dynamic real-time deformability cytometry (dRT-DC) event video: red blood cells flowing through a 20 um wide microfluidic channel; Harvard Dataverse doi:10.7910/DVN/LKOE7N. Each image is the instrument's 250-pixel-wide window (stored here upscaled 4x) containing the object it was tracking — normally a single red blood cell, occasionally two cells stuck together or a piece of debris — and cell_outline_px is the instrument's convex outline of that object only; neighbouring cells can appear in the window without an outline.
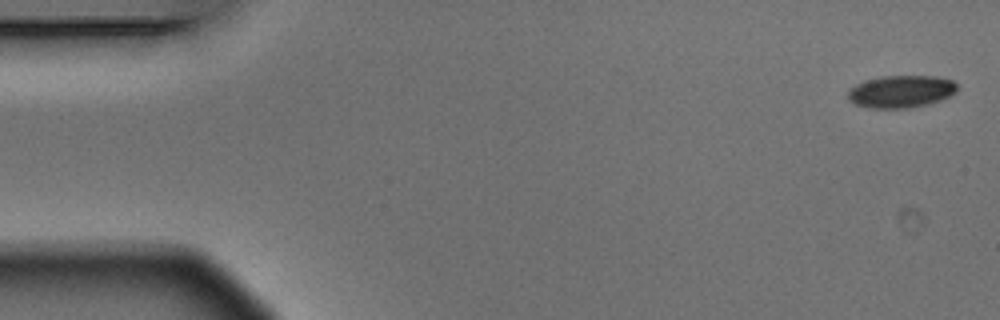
{"species": "Egyptian fruit bat (a non-hibernating species)", "species_latin": "Rousettus aegyptiacus", "temperature_condition": "warm", "stored_images_in_passage": 5, "camera_frame_rate_fps": 3000, "um_per_image_px": 0.085, "animal": {"sex": "male"}, "frame": {"image": 1, "passage_image": 1, "time_ms": 0.0, "image_size_px": [1000, 320], "cell_outline_px": [[956, 92], [940, 100], [908, 108], [868, 108], [856, 104], [848, 100], [848, 88], [864, 80], [880, 76], [940, 76], [952, 80], [956, 84]], "centroid_in_image_um": [76.54, 7.76], "position_along_channel_um": 8.5, "area_um2": 20.63}}